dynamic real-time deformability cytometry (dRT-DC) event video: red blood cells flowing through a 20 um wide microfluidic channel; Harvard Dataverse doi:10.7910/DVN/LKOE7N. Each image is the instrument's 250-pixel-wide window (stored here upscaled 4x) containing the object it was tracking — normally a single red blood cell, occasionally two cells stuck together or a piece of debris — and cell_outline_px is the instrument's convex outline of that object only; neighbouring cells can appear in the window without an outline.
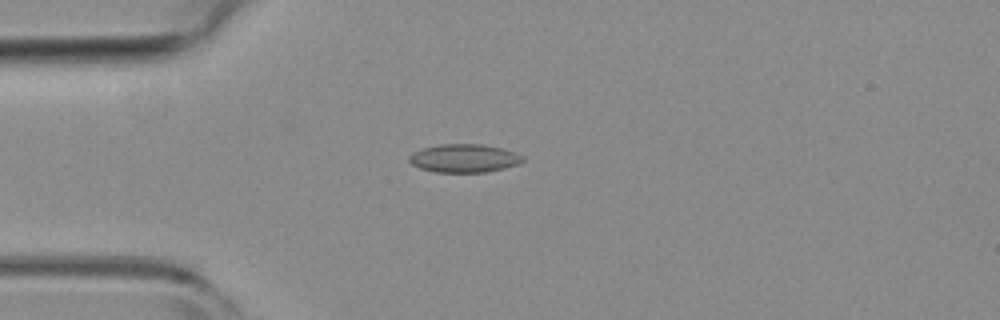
{"species": "common noctule bat (a hibernating species)", "species_latin": "Nyctalus noctula", "temperature_condition": "room temperature", "stored_images_in_passage": 48, "camera_frame_rate_fps": 3000, "um_per_image_px": 0.085, "animal": {"sex": "female", "body_mass_g": 19.3, "forearm_length_mm": 54.1}, "frame": {"image": 1, "passage_image": 11, "time_ms": 3.333, "image_size_px": [1000, 320], "cell_outline_px": [[524, 160], [520, 164], [504, 168], [484, 172], [436, 172], [420, 168], [412, 164], [408, 160], [408, 156], [412, 152], [424, 148], [440, 144], [484, 144], [504, 148], [516, 152], [524, 156]], "centroid_in_image_um": [39.48, 13.44], "position_along_channel_um": 45.5, "area_um2": 18.9}}
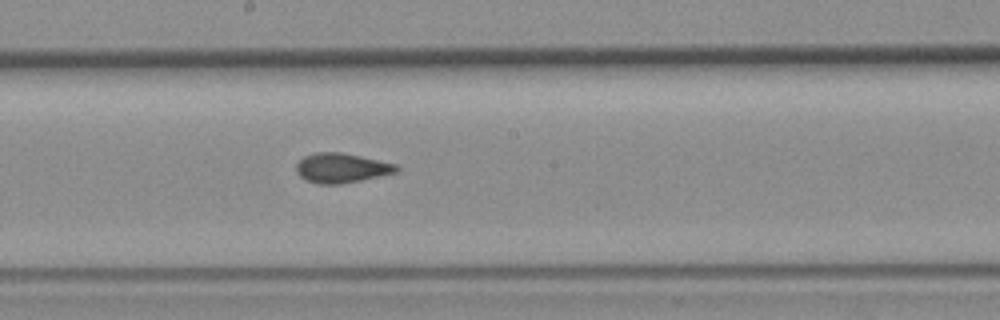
{"frame": {"image": 2, "passage_image": 26, "time_ms": 8.333, "image_size_px": [1000, 320], "cell_outline_px": [[400, 168], [396, 172], [380, 176], [340, 184], [316, 184], [300, 176], [296, 172], [296, 164], [304, 156], [316, 152], [340, 152], [360, 156], [396, 164]], "centroid_in_image_um": [29.01, 14.28], "position_along_channel_um": 219.2, "area_um2": 17.17}}
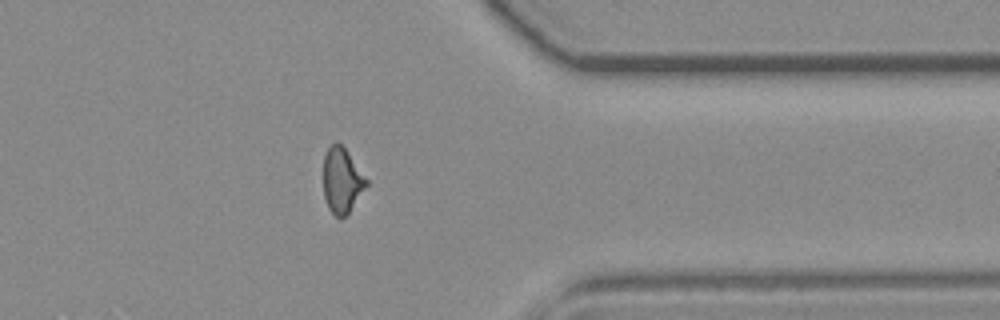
{"frame": {"image": 3, "passage_image": 40, "time_ms": 13.0, "image_size_px": [1000, 320], "cell_outline_px": [[368, 184], [348, 212], [340, 220], [328, 208], [324, 196], [324, 152], [336, 140], [344, 148], [368, 180]], "centroid_in_image_um": [29.04, 15.33], "position_along_channel_um": 382.4, "area_um2": 16.07}}